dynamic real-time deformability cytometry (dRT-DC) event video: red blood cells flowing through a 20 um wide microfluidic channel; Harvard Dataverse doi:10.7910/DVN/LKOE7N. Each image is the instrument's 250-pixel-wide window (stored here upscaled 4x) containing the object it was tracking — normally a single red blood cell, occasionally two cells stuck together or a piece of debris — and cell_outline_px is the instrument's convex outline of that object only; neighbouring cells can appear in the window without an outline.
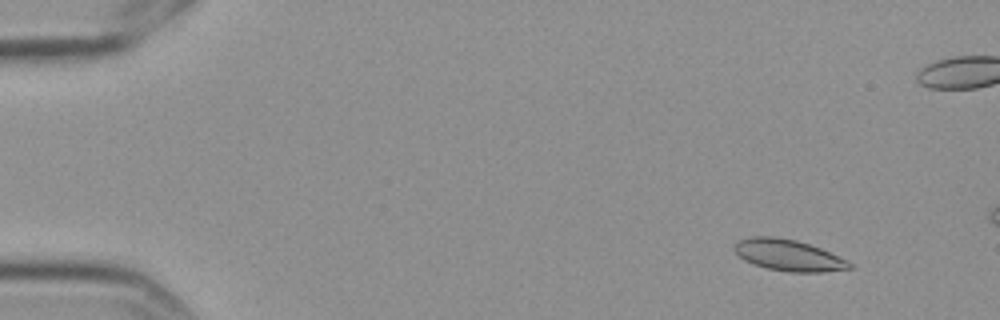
{"species": "Egyptian fruit bat (a non-hibernating species)", "species_latin": "Rousettus aegyptiacus", "temperature_condition": "cold", "stored_images_in_passage": 4, "camera_frame_rate_fps": 3000, "um_per_image_px": 0.085, "frame": {"image": 1, "passage_image": 1, "time_ms": 0.0, "image_size_px": [1000, 320], "cell_outline_px": [[852, 268], [820, 272], [788, 272], [768, 268], [744, 260], [732, 248], [736, 240], [752, 236], [772, 236], [796, 240], [820, 248], [848, 260], [852, 264]], "centroid_in_image_um": [66.99, 21.68], "position_along_channel_um": 18.0, "area_um2": 20.92}}